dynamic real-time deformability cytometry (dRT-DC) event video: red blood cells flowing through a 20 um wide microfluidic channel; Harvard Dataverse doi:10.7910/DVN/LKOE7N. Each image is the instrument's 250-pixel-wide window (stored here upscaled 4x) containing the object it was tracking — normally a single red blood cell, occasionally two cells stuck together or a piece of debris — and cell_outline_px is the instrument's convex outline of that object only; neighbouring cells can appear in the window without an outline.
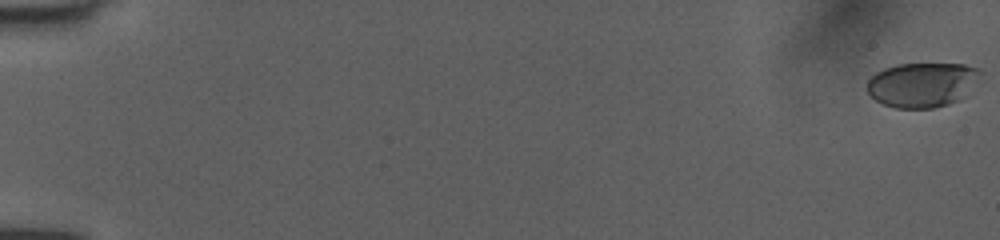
{"species": "human", "species_latin": "Homo sapiens", "temperature_condition": "room temperature", "stored_images_in_passage": 9, "camera_frame_rate_fps": 3000, "um_per_image_px": 0.085, "donor": {"sex": "female"}, "frame": {"image": 1, "passage_image": 1, "time_ms": 0.0, "image_size_px": [1000, 240], "cell_outline_px": [[980, 72], [960, 100], [948, 104], [932, 108], [896, 108], [884, 104], [876, 100], [868, 92], [868, 80], [876, 72], [884, 68], [900, 64], [964, 64], [980, 68]], "centroid_in_image_um": [78.34, 7.2], "position_along_channel_um": 6.7, "area_um2": 28.96}}
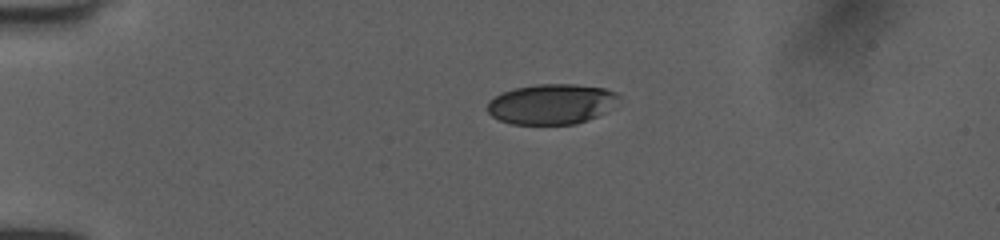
{"frame": {"image": 2, "passage_image": 6, "time_ms": 1.667, "image_size_px": [1000, 240], "cell_outline_px": [[620, 96], [604, 112], [596, 116], [576, 124], [512, 124], [500, 120], [492, 116], [488, 112], [488, 100], [504, 92], [516, 88], [536, 84], [576, 84], [604, 88], [616, 92]], "centroid_in_image_um": [46.85, 8.84], "position_along_channel_um": 38.2, "area_um2": 30.46}}
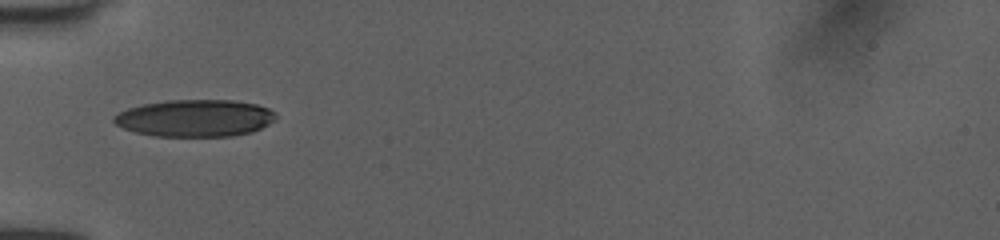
{"frame": {"image": 3, "passage_image": 8, "time_ms": 2.333, "image_size_px": [1000, 240], "cell_outline_px": [[276, 116], [268, 124], [252, 132], [232, 136], [156, 136], [136, 132], [124, 128], [116, 124], [112, 120], [112, 116], [128, 108], [144, 104], [168, 100], [232, 100], [256, 104], [268, 108], [276, 112]], "centroid_in_image_um": [16.57, 10.04], "position_along_channel_um": 68.4, "area_um2": 34.85}}